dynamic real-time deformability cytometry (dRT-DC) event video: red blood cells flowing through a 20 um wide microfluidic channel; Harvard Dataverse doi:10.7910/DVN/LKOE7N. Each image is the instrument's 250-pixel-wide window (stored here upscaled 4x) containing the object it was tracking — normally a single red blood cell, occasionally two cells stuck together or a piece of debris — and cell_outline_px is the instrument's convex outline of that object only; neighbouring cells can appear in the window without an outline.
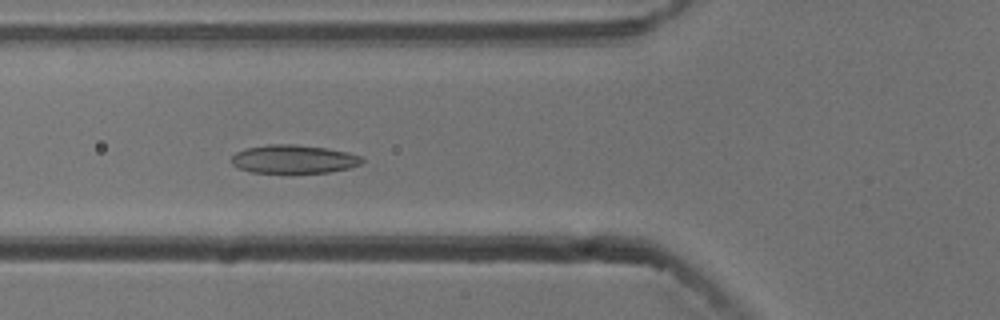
{"species": "common noctule bat (a hibernating species)", "species_latin": "Nyctalus noctula", "temperature_condition": "cold", "stored_images_in_passage": 17, "camera_frame_rate_fps": 3000, "um_per_image_px": 0.085, "animal": {"sex": "male", "body_mass_g": 13.3}, "frame": {"image": 1, "passage_image": 8, "time_ms": 2.333, "image_size_px": [1000, 320], "cell_outline_px": [[364, 160], [360, 164], [348, 168], [328, 172], [252, 172], [240, 168], [232, 164], [232, 156], [236, 152], [248, 148], [268, 144], [296, 144], [324, 148], [348, 152], [360, 156]], "centroid_in_image_um": [24.96, 13.51], "position_along_channel_um": 100.8, "area_um2": 21.27}}
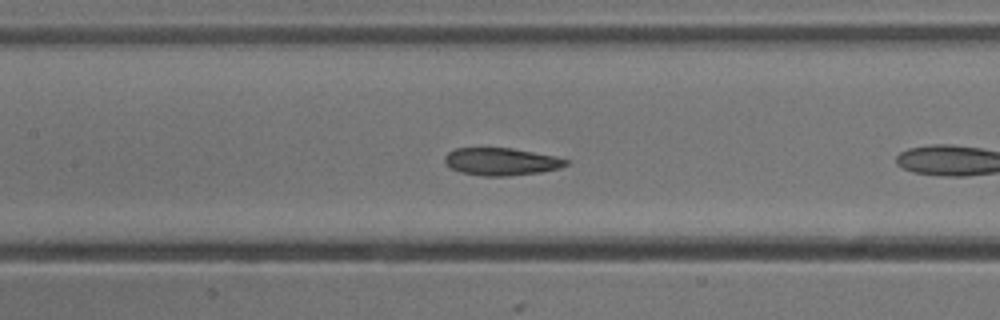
{"frame": {"image": 2, "passage_image": 10, "time_ms": 3.0, "image_size_px": [1000, 320], "cell_outline_px": [[568, 164], [560, 168], [540, 172], [508, 176], [484, 176], [460, 172], [444, 164], [444, 156], [448, 152], [456, 148], [512, 148], [556, 156], [568, 160]], "centroid_in_image_um": [42.59, 13.73], "position_along_channel_um": 164.8, "area_um2": 19.48}}